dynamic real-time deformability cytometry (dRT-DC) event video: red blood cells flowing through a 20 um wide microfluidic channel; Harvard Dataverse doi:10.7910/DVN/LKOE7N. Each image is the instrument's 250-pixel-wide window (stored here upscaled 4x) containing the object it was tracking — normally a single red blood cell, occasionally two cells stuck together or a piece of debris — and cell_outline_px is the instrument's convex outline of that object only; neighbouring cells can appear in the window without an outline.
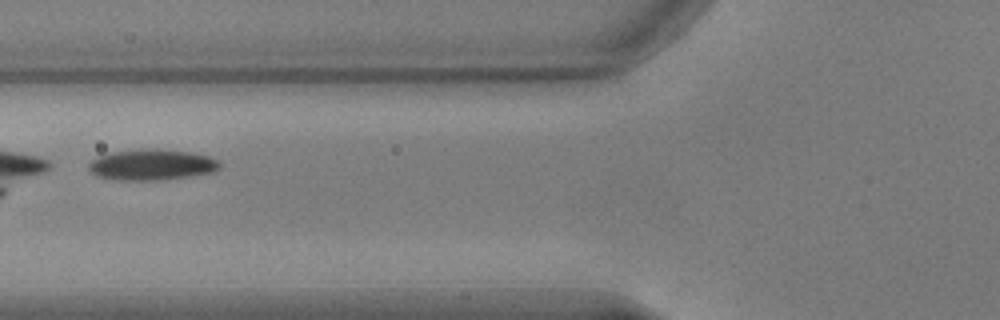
{"species": "common noctule bat (a hibernating species)", "species_latin": "Nyctalus noctula", "temperature_condition": "warm", "stored_images_in_passage": 27, "camera_frame_rate_fps": 3000, "um_per_image_px": 0.085, "animal": {"sex": "male", "body_mass_g": 17.9, "forearm_length_mm": 54.2}, "frame": {"image": 1, "passage_image": 16, "time_ms": 5.0, "image_size_px": [1000, 320], "cell_outline_px": [[220, 168], [212, 172], [192, 176], [160, 180], [116, 180], [96, 176], [88, 168], [88, 164], [92, 160], [100, 156], [112, 152], [188, 152], [208, 156], [216, 160], [220, 164]], "centroid_in_image_um": [12.89, 14.07], "position_along_channel_um": 112.9, "area_um2": 22.31}}